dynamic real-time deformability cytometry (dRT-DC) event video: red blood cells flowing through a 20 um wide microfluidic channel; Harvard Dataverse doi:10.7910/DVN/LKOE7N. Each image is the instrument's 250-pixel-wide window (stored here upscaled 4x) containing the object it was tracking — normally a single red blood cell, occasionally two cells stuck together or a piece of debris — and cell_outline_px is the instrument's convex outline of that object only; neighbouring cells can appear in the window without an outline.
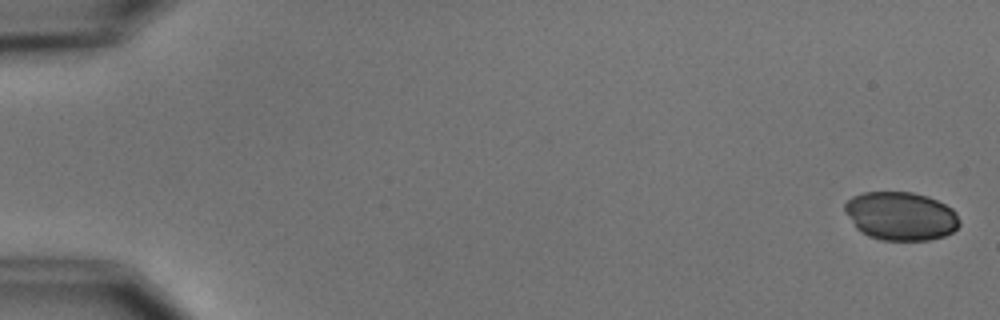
{"species": "common noctule bat (a hibernating species)", "species_latin": "Nyctalus noctula", "temperature_condition": "cold", "stored_images_in_passage": 55, "camera_frame_rate_fps": 3000, "um_per_image_px": 0.085, "animal": {"sex": "male", "body_mass_g": 15.6}, "frame": {"image": 1, "passage_image": 1, "time_ms": 0.0, "image_size_px": [1000, 320], "cell_outline_px": [[960, 224], [952, 232], [944, 236], [928, 240], [880, 240], [868, 236], [860, 232], [856, 228], [844, 212], [844, 204], [852, 196], [864, 192], [912, 192], [928, 196], [952, 208], [956, 212], [960, 220]], "centroid_in_image_um": [76.55, 18.36], "position_along_channel_um": 8.5, "area_um2": 32.6}}
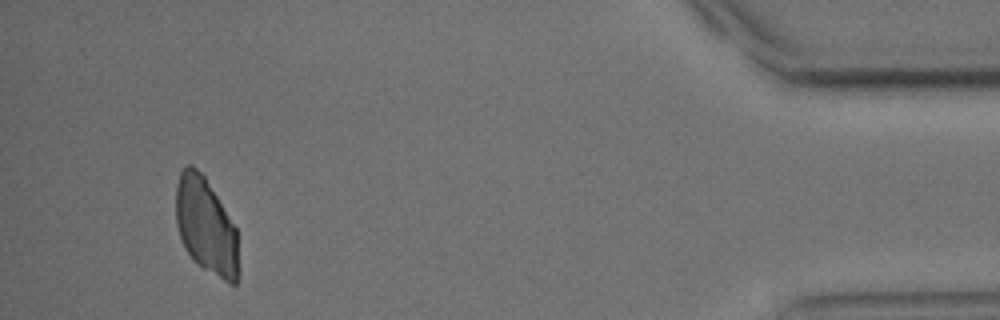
{"frame": {"image": 2, "passage_image": 52, "time_ms": 17.0, "image_size_px": [1000, 320], "cell_outline_px": [[240, 276], [236, 284], [228, 284], [196, 264], [192, 260], [180, 236], [176, 224], [176, 188], [180, 172], [188, 164], [192, 164], [204, 176], [236, 228], [240, 272]], "centroid_in_image_um": [17.53, 19.28], "position_along_channel_um": 417.7, "area_um2": 35.26}}